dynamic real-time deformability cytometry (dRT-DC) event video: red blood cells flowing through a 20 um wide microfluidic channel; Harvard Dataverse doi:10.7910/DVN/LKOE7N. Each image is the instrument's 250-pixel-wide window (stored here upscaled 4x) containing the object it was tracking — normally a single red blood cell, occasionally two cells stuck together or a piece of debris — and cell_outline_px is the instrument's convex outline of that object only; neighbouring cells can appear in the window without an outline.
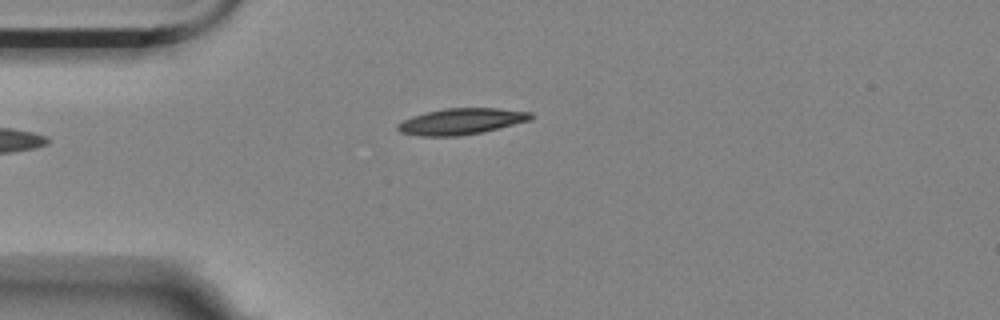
{"species": "Egyptian fruit bat (a non-hibernating species)", "species_latin": "Rousettus aegyptiacus", "temperature_condition": "room temperature", "stored_images_in_passage": 39, "camera_frame_rate_fps": 3000, "um_per_image_px": 0.085, "animal": {"sex": "female"}, "frame": {"image": 1, "passage_image": 1, "time_ms": 0.0, "image_size_px": [1000, 320], "cell_outline_px": [[536, 116], [532, 120], [480, 132], [460, 136], [420, 136], [400, 132], [396, 128], [396, 124], [412, 116], [424, 112], [444, 108], [500, 108], [532, 112]], "centroid_in_image_um": [39.22, 10.31], "position_along_channel_um": 45.8, "area_um2": 20.46}}
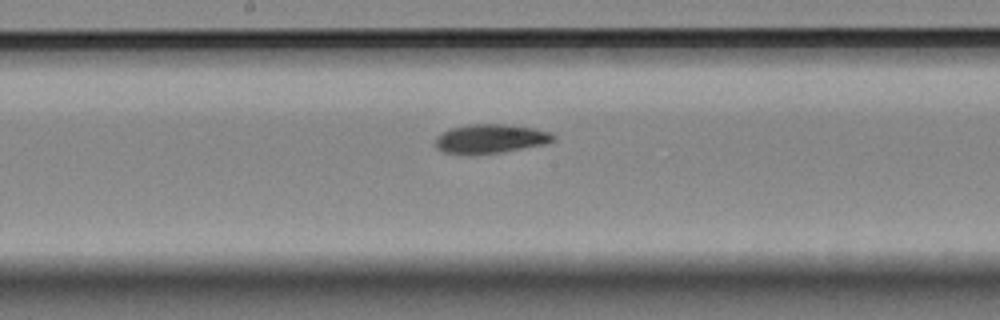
{"frame": {"image": 2, "passage_image": 16, "time_ms": 5.0, "image_size_px": [1000, 320], "cell_outline_px": [[556, 140], [544, 144], [500, 152], [444, 152], [436, 148], [436, 136], [448, 128], [468, 124], [512, 124], [552, 132], [556, 136]], "centroid_in_image_um": [41.73, 11.74], "position_along_channel_um": 206.5, "area_um2": 19.59}}
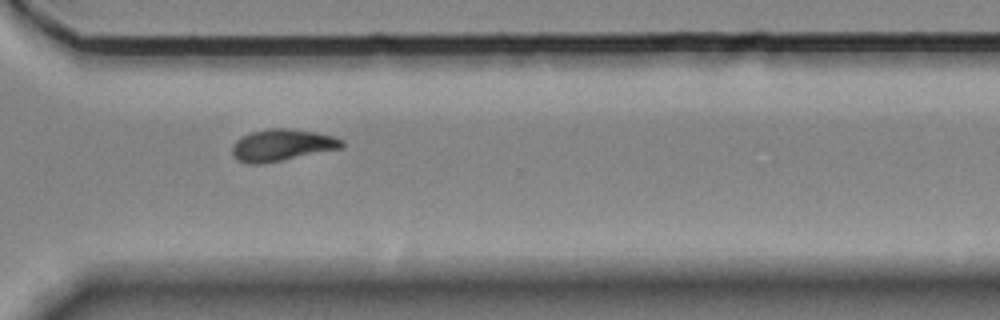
{"frame": {"image": 3, "passage_image": 28, "time_ms": 9.0, "image_size_px": [1000, 320], "cell_outline_px": [[344, 144], [340, 148], [260, 164], [248, 164], [236, 160], [232, 156], [232, 144], [236, 140], [252, 132], [268, 128], [288, 128], [316, 132], [332, 136], [344, 140]], "centroid_in_image_um": [23.92, 12.33], "position_along_channel_um": 346.7, "area_um2": 20.11}, "authors_computed_cell_mechanics": {"area_um2": 20.1144, "velocity_mm_per_s": 3.5056, "shape_relaxation_time_tau1_ms": 5.7148, "shape_relaxation_time_tau2_ms": 7.2061, "deformation_change_tau1": 0.1695, "deformation_change_tau2": 0.1191}}